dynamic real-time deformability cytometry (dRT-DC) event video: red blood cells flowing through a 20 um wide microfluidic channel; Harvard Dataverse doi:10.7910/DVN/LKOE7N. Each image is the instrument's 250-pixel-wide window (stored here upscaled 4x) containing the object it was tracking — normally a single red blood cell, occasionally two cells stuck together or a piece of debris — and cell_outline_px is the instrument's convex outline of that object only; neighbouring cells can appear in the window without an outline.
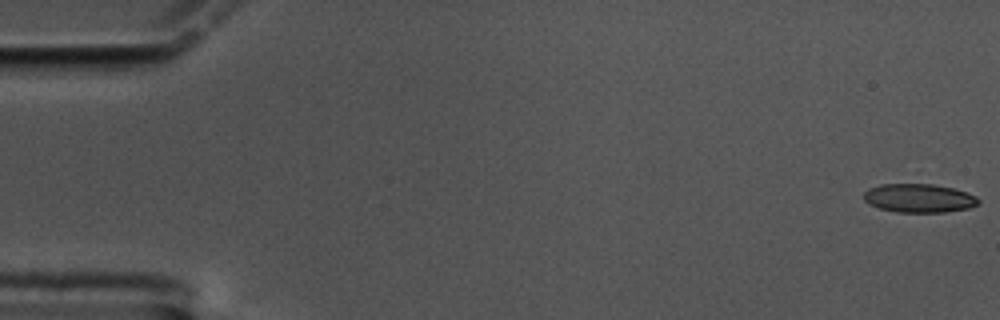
{"species": "common noctule bat (a hibernating species)", "species_latin": "Nyctalus noctula", "temperature_condition": "cold", "stored_images_in_passage": 59, "camera_frame_rate_fps": 3000, "um_per_image_px": 0.085, "animal": {"sex": "male", "body_mass_g": 17.5, "forearm_length_mm": 52.3}, "frame": {"image": 1, "passage_image": 1, "time_ms": 0.0, "image_size_px": [1000, 320], "cell_outline_px": [[976, 204], [964, 208], [936, 212], [904, 212], [880, 208], [872, 204], [864, 196], [864, 192], [872, 188], [884, 184], [928, 184], [952, 188], [964, 192], [972, 196], [976, 200]], "centroid_in_image_um": [78.06, 16.83], "position_along_channel_um": 6.9, "area_um2": 17.98}}
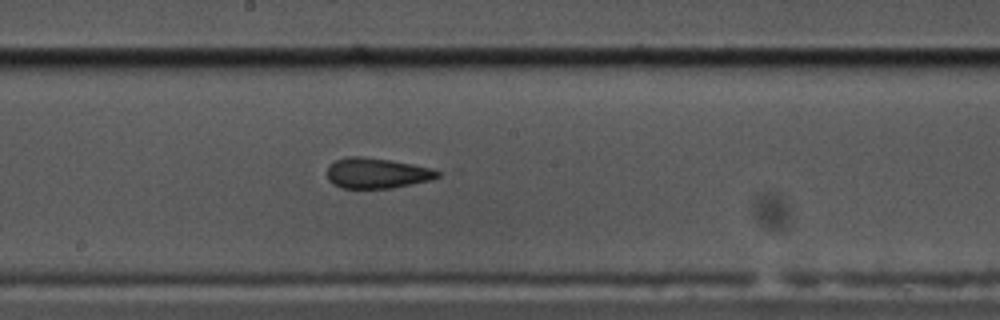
{"frame": {"image": 2, "passage_image": 32, "time_ms": 10.333, "image_size_px": [1000, 320], "cell_outline_px": [[440, 172], [436, 176], [424, 180], [384, 188], [344, 188], [336, 184], [328, 176], [328, 168], [336, 160], [384, 160], [424, 168]], "centroid_in_image_um": [31.95, 14.77], "position_along_channel_um": 216.2, "area_um2": 17.11}}
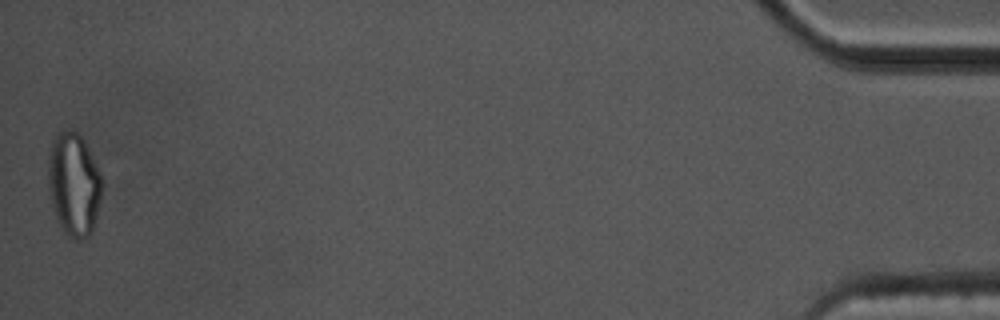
{"frame": {"image": 3, "passage_image": 59, "time_ms": 19.333, "image_size_px": [1000, 320], "cell_outline_px": [[100, 192], [92, 224], [88, 232], [68, 228], [64, 224], [56, 208], [52, 188], [52, 156], [56, 144], [68, 132], [72, 132], [84, 144], [100, 176]], "centroid_in_image_um": [6.36, 15.58], "position_along_channel_um": 428.8, "area_um2": 26.01}, "authors_computed_cell_mechanics": {"area_um2": 18.0336, "velocity_mm_per_s": 3.4066, "shape_relaxation_time_tau1_ms": null, "shape_relaxation_time_tau2_ms": 2.79, "deformation_change_tau1": null, "deformation_change_tau2": 0.0877}}